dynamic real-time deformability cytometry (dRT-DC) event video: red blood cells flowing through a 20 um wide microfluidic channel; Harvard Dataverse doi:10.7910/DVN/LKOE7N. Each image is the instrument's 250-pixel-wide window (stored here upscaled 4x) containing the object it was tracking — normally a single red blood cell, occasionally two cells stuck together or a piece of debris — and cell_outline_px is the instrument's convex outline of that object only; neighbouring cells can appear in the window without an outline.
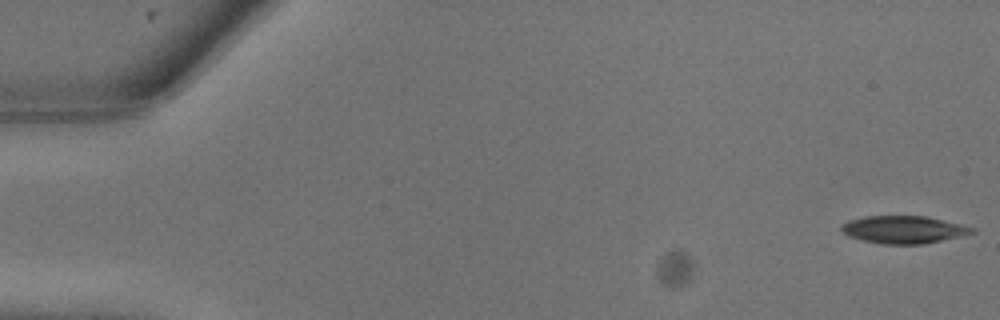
{"species": "common noctule bat (a hibernating species)", "species_latin": "Nyctalus noctula", "temperature_condition": "warm", "stored_images_in_passage": 8, "camera_frame_rate_fps": 3000, "um_per_image_px": 0.085, "animal": {"sex": "male", "body_mass_g": 13.3}, "frame": {"image": 1, "passage_image": 1, "time_ms": 0.0, "image_size_px": [1000, 320], "cell_outline_px": [[976, 232], [924, 244], [880, 244], [848, 236], [840, 228], [840, 224], [848, 220], [864, 216], [924, 216], [960, 224], [976, 228]], "centroid_in_image_um": [76.77, 19.51], "position_along_channel_um": 8.2, "area_um2": 20.87}}
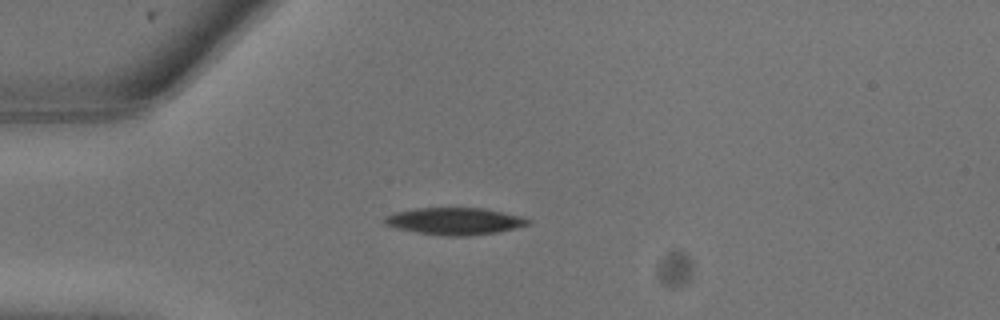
{"frame": {"image": 2, "passage_image": 7, "time_ms": 2.0, "image_size_px": [1000, 320], "cell_outline_px": [[532, 224], [516, 228], [496, 232], [468, 236], [448, 236], [416, 232], [396, 228], [384, 224], [380, 220], [384, 216], [396, 212], [416, 208], [484, 208], [520, 216], [532, 220]], "centroid_in_image_um": [38.63, 18.8], "position_along_channel_um": 46.4, "area_um2": 22.72}}